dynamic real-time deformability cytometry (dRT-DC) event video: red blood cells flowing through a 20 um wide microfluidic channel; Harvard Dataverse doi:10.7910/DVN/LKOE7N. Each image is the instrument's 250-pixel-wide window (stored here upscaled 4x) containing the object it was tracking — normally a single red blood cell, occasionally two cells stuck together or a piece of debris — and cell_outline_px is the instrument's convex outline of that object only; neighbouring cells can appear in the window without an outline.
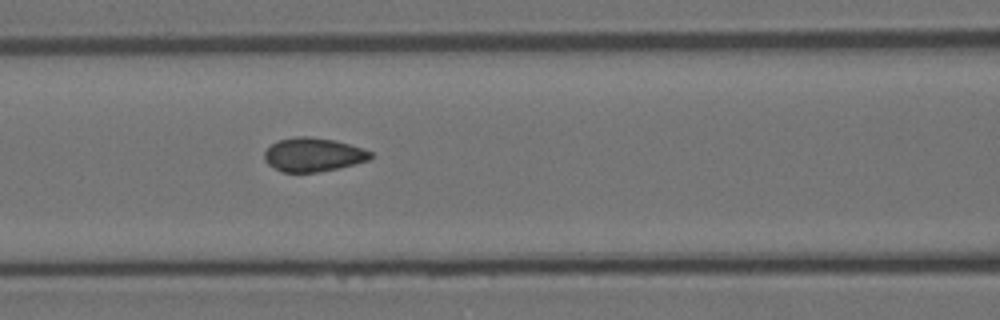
{"species": "Egyptian fruit bat (a non-hibernating species)", "species_latin": "Rousettus aegyptiacus", "temperature_condition": "room temperature", "stored_images_in_passage": 7, "camera_frame_rate_fps": 3000, "um_per_image_px": 0.085, "animal": {"sex": "female"}, "frame": {"image": 1, "passage_image": 7, "time_ms": 2.0, "image_size_px": [1000, 320], "cell_outline_px": [[372, 156], [368, 160], [340, 168], [320, 172], [280, 172], [268, 164], [264, 160], [264, 152], [272, 144], [280, 140], [296, 136], [308, 136], [336, 140], [364, 148], [372, 152]], "centroid_in_image_um": [26.63, 13.15], "position_along_channel_um": 140.0, "area_um2": 21.04}}